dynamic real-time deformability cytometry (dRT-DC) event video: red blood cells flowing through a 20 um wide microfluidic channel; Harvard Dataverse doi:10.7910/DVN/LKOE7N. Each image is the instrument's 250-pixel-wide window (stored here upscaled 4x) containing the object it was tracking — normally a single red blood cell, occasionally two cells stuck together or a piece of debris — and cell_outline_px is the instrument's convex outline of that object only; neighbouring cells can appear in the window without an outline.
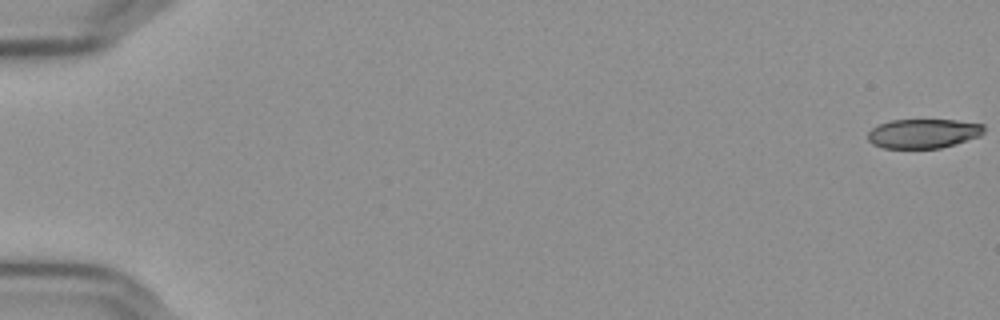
{"species": "Egyptian fruit bat (a non-hibernating species)", "species_latin": "Rousettus aegyptiacus", "temperature_condition": "cold", "stored_images_in_passage": 16, "camera_frame_rate_fps": 3000, "um_per_image_px": 0.085, "frame": {"image": 1, "passage_image": 1, "time_ms": 0.0, "image_size_px": [1000, 320], "cell_outline_px": [[984, 132], [980, 136], [940, 148], [884, 148], [872, 144], [868, 140], [868, 132], [872, 128], [880, 124], [892, 120], [956, 120], [984, 124]], "centroid_in_image_um": [78.48, 11.34], "position_along_channel_um": 6.5, "area_um2": 19.77}}
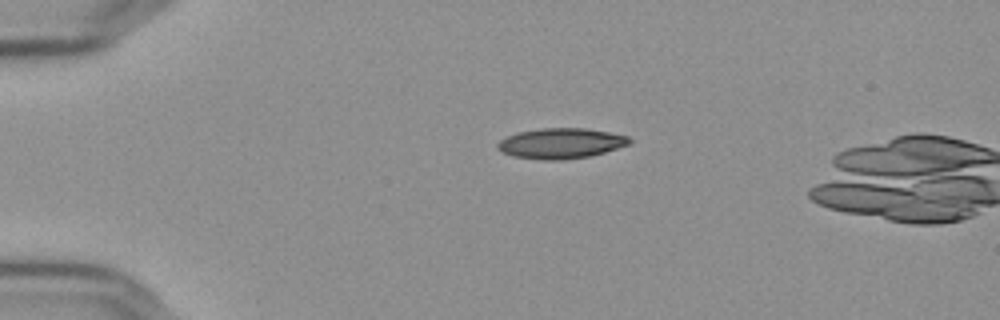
{"frame": {"image": 2, "passage_image": 14, "time_ms": 4.333, "image_size_px": [1000, 320], "cell_outline_px": [[632, 140], [628, 144], [604, 152], [588, 156], [560, 160], [544, 160], [512, 156], [496, 148], [496, 144], [500, 140], [516, 132], [540, 128], [584, 128], [608, 132], [628, 136]], "centroid_in_image_um": [47.63, 12.18], "position_along_channel_um": 37.4, "area_um2": 23.18}}